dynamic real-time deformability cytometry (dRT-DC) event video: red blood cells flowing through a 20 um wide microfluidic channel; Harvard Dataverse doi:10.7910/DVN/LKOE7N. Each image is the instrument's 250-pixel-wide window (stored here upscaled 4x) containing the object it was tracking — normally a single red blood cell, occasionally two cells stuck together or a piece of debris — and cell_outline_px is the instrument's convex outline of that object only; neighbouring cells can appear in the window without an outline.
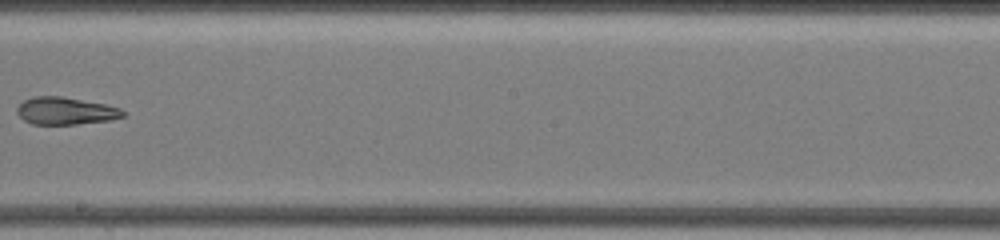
{"species": "common noctule bat (a hibernating species)", "species_latin": "Nyctalus noctula", "temperature_condition": "warm", "stored_images_in_passage": 34, "camera_frame_rate_fps": 3000, "um_per_image_px": 0.085, "animal": {"sex": "female", "body_mass_g": 19.5, "forearm_length_mm": 54.1}, "frame": {"image": 1, "passage_image": 34, "time_ms": 13.667, "image_size_px": [1000, 240], "cell_outline_px": [[124, 116], [112, 120], [76, 124], [32, 124], [24, 120], [16, 112], [16, 108], [24, 100], [32, 96], [60, 96], [104, 104], [120, 108], [124, 112]], "centroid_in_image_um": [5.55, 9.43], "position_along_channel_um": 242.6, "area_um2": 16.82}}